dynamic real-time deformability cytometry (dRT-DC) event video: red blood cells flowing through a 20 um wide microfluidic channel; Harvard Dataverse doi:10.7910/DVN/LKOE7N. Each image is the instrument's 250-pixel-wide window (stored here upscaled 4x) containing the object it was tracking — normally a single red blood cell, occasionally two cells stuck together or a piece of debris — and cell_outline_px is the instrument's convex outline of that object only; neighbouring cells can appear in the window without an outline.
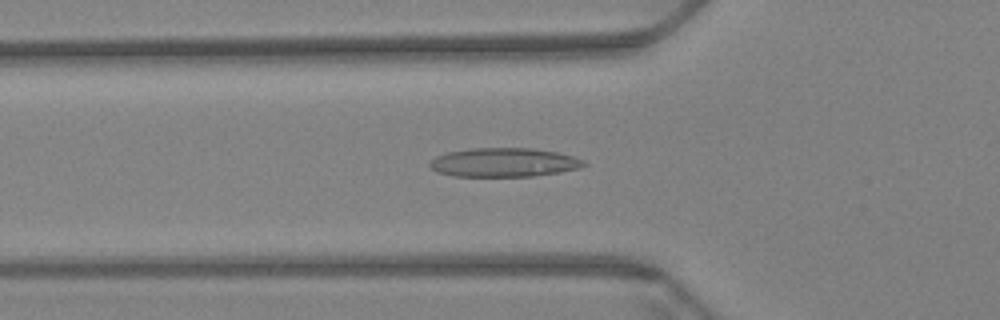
{"species": "Egyptian fruit bat (a non-hibernating species)", "species_latin": "Rousettus aegyptiacus", "temperature_condition": "warm", "stored_images_in_passage": 59, "camera_frame_rate_fps": 3000, "um_per_image_px": 0.085, "animal": {"sex": "female"}, "frame": {"image": 1, "passage_image": 20, "time_ms": 6.333, "image_size_px": [1000, 320], "cell_outline_px": [[588, 164], [580, 168], [560, 172], [532, 176], [452, 176], [436, 172], [428, 164], [436, 156], [448, 152], [468, 148], [532, 148], [556, 152], [572, 156], [584, 160]], "centroid_in_image_um": [42.83, 13.8], "position_along_channel_um": 83.0, "area_um2": 26.01}}
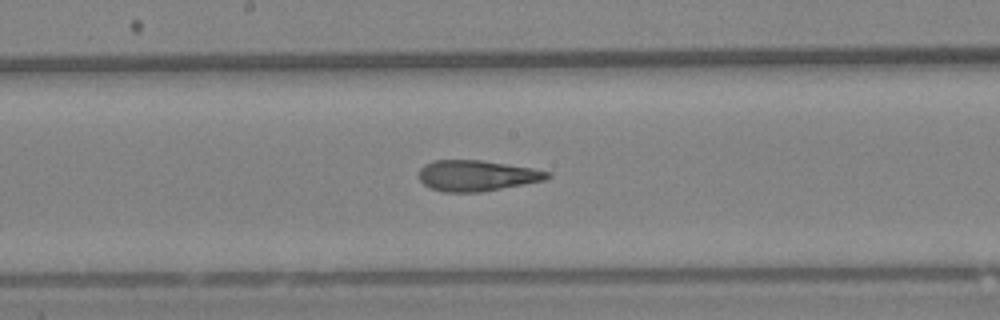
{"frame": {"image": 2, "passage_image": 31, "time_ms": 10.0, "image_size_px": [1000, 320], "cell_outline_px": [[552, 176], [544, 180], [524, 184], [480, 192], [444, 192], [432, 188], [424, 184], [420, 180], [420, 168], [424, 164], [432, 160], [480, 160], [532, 168], [552, 172]], "centroid_in_image_um": [40.53, 14.92], "position_along_channel_um": 207.7, "area_um2": 22.95}}
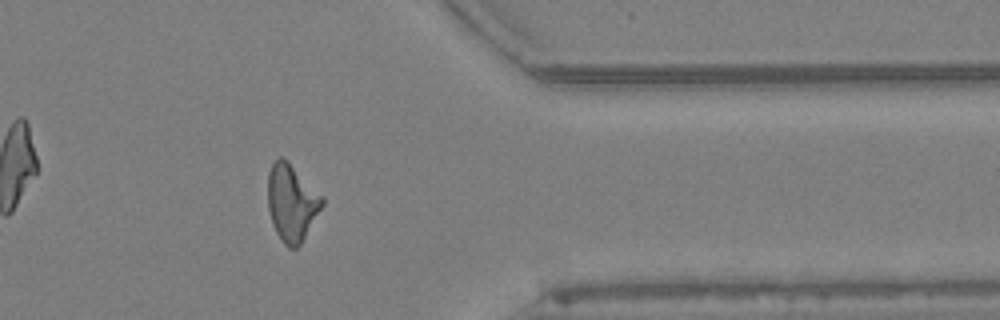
{"frame": {"image": 3, "passage_image": 48, "time_ms": 15.667, "image_size_px": [1000, 320], "cell_outline_px": [[324, 204], [300, 244], [296, 248], [288, 248], [284, 244], [276, 232], [272, 224], [268, 208], [268, 172], [272, 164], [280, 156], [284, 156], [324, 196]], "centroid_in_image_um": [24.8, 17.19], "position_along_channel_um": 386.6, "area_um2": 24.51}, "authors_computed_cell_mechanics": {"area_um2": 23.7558, "velocity_mm_per_s": 3.3993, "shape_relaxation_time_tau1_ms": null, "shape_relaxation_time_tau2_ms": 2.9924, "deformation_change_tau1": null, "deformation_change_tau2": 0.1319}}